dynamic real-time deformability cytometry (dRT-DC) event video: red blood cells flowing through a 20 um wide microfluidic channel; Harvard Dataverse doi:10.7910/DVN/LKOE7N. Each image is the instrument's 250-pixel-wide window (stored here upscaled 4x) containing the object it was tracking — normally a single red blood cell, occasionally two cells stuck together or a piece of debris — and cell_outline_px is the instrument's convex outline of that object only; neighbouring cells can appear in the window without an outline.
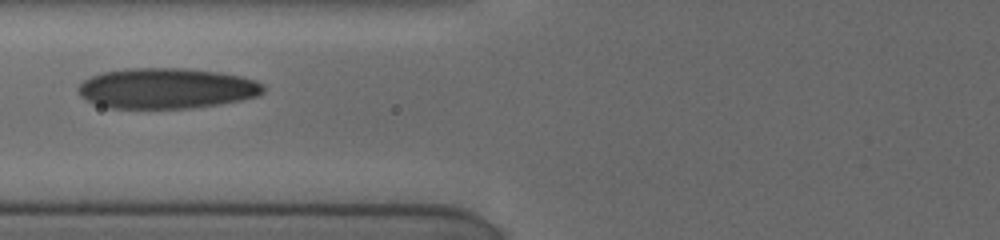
{"species": "human", "species_latin": "Homo sapiens", "temperature_condition": "cold", "stored_images_in_passage": 6, "camera_frame_rate_fps": 3000, "um_per_image_px": 0.085, "donor": {"sex": "female"}, "frame": {"image": 1, "passage_image": 5, "time_ms": 3.0, "image_size_px": [1000, 240], "cell_outline_px": [[264, 92], [256, 96], [240, 100], [192, 108], [108, 108], [96, 104], [80, 96], [76, 88], [84, 80], [92, 76], [104, 72], [128, 68], [188, 68], [216, 72], [240, 76], [256, 80], [264, 84]], "centroid_in_image_um": [14.14, 7.5], "position_along_channel_um": 111.7, "area_um2": 43.64}}